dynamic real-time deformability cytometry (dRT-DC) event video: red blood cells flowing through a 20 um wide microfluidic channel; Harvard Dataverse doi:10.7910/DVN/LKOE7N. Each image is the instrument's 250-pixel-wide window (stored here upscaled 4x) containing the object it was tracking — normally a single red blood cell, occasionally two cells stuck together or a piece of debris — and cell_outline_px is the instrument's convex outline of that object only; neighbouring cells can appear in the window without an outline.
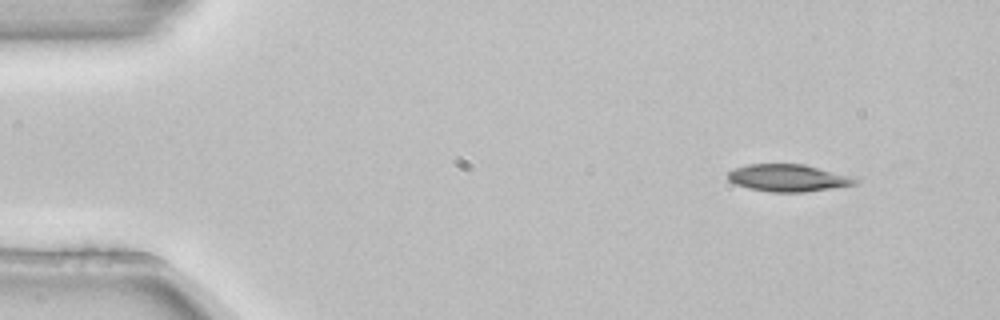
{"species": "common noctule bat (a hibernating species)", "species_latin": "Nyctalus noctula", "temperature_condition": "room temperature", "stored_images_in_passage": 8, "camera_frame_rate_fps": 3000, "um_per_image_px": 0.085, "animal": {"sex": "female", "body_mass_g": 22.7, "forearm_length_mm": 54.2}, "frame": {"image": 1, "passage_image": 1, "time_ms": 0.0, "image_size_px": [1000, 320], "cell_outline_px": [[860, 180], [856, 184], [804, 192], [772, 192], [748, 188], [736, 184], [728, 180], [728, 172], [736, 168], [748, 164], [804, 164], [848, 176]], "centroid_in_image_um": [66.95, 15.12], "position_along_channel_um": 18.1, "area_um2": 19.83}}
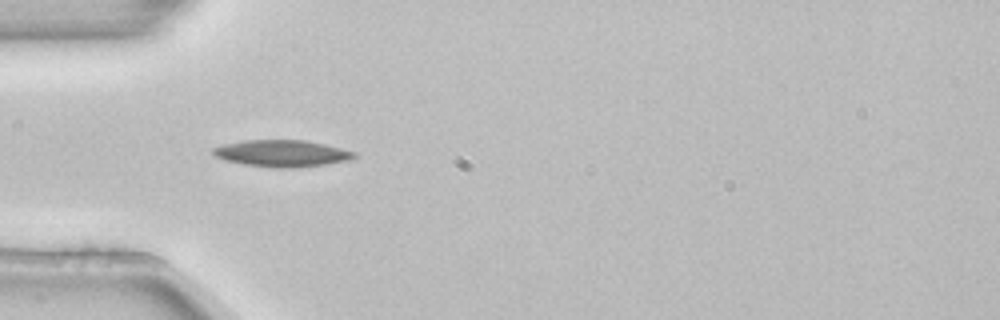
{"frame": {"image": 2, "passage_image": 4, "time_ms": 1.0, "image_size_px": [1000, 320], "cell_outline_px": [[360, 156], [348, 160], [328, 164], [296, 168], [272, 168], [244, 164], [224, 160], [216, 156], [212, 152], [212, 148], [224, 144], [244, 140], [304, 140], [324, 144], [356, 152]], "centroid_in_image_um": [23.99, 13.04], "position_along_channel_um": 61.0, "area_um2": 22.14}}
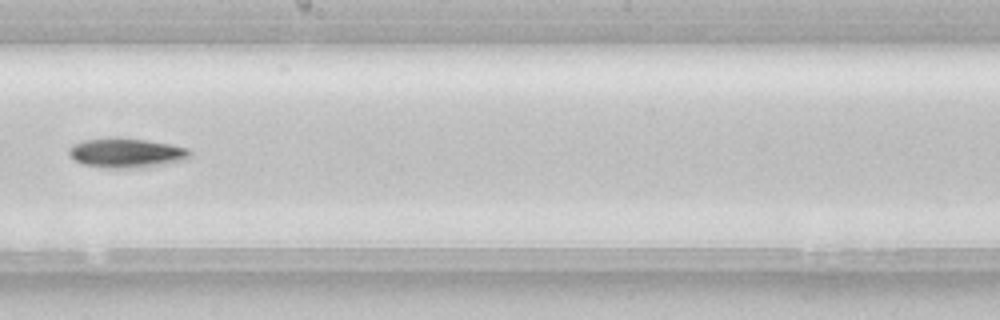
{"frame": {"image": 3, "passage_image": 8, "time_ms": 2.333, "image_size_px": [1000, 320], "cell_outline_px": [[192, 156], [188, 160], [148, 168], [104, 168], [84, 164], [72, 160], [68, 156], [68, 148], [72, 144], [84, 140], [108, 136], [116, 136], [172, 144], [188, 148], [192, 152]], "centroid_in_image_um": [10.76, 13.0], "position_along_channel_um": 237.4, "area_um2": 21.79}}